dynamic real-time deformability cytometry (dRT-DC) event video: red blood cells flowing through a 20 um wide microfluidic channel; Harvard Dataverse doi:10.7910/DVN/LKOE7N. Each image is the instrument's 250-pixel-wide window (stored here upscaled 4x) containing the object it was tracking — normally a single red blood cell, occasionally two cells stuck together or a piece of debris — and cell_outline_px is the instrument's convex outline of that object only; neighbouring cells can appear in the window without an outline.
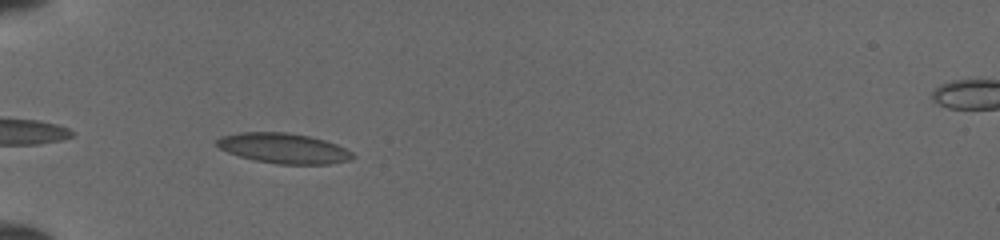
{"species": "common noctule bat (a hibernating species)", "species_latin": "Nyctalus noctula", "temperature_condition": "cold", "stored_images_in_passage": 22, "camera_frame_rate_fps": 3000, "um_per_image_px": 0.085, "animal": {"sex": "female", "body_mass_g": 19.5, "forearm_length_mm": 54.1}, "frame": {"image": 1, "passage_image": 1, "time_ms": 0.0, "image_size_px": [1000, 240], "cell_outline_px": [[356, 156], [352, 160], [328, 164], [276, 164], [256, 160], [240, 156], [228, 152], [220, 148], [216, 144], [216, 140], [220, 136], [240, 132], [284, 132], [308, 136], [324, 140], [336, 144], [352, 152]], "centroid_in_image_um": [24.11, 12.6], "position_along_channel_um": 60.9, "area_um2": 23.81}}
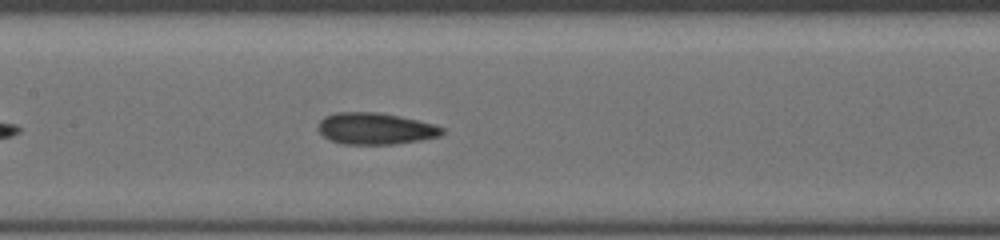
{"frame": {"image": 2, "passage_image": 10, "time_ms": 3.0, "image_size_px": [1000, 240], "cell_outline_px": [[444, 132], [440, 136], [420, 140], [396, 144], [340, 144], [324, 136], [316, 128], [316, 124], [324, 116], [336, 112], [376, 112], [416, 120], [432, 124], [444, 128]], "centroid_in_image_um": [31.85, 10.93], "position_along_channel_um": 175.5, "area_um2": 22.77}}
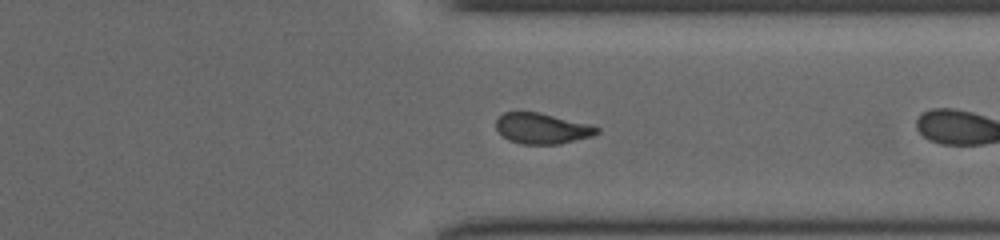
{"frame": {"image": 3, "passage_image": 21, "time_ms": 6.667, "image_size_px": [1000, 240], "cell_outline_px": [[600, 132], [592, 136], [560, 144], [520, 144], [508, 140], [496, 128], [496, 120], [504, 112], [540, 112], [592, 124], [600, 128]], "centroid_in_image_um": [46.12, 10.91], "position_along_channel_um": 365.3, "area_um2": 18.21}}